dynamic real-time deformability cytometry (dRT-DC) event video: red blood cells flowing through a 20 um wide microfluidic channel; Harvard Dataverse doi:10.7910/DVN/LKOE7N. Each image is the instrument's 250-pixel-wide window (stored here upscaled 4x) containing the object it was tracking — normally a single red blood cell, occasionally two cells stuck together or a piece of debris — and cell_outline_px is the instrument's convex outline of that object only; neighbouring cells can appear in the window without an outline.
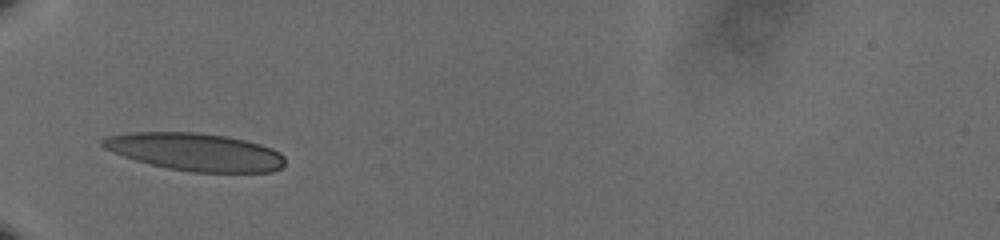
{"species": "human", "species_latin": "Homo sapiens", "temperature_condition": "cold", "stored_images_in_passage": 31, "camera_frame_rate_fps": 3000, "um_per_image_px": 0.085, "donor": {"sex": "male"}, "frame": {"image": 1, "passage_image": 1, "time_ms": 0.0, "image_size_px": [1000, 240], "cell_outline_px": [[284, 164], [280, 168], [272, 172], [192, 172], [168, 168], [136, 160], [112, 152], [104, 148], [100, 144], [100, 140], [108, 136], [128, 132], [200, 132], [228, 136], [260, 144], [272, 148], [280, 152], [284, 156]], "centroid_in_image_um": [16.6, 12.9], "position_along_channel_um": 68.4, "area_um2": 40.11}}
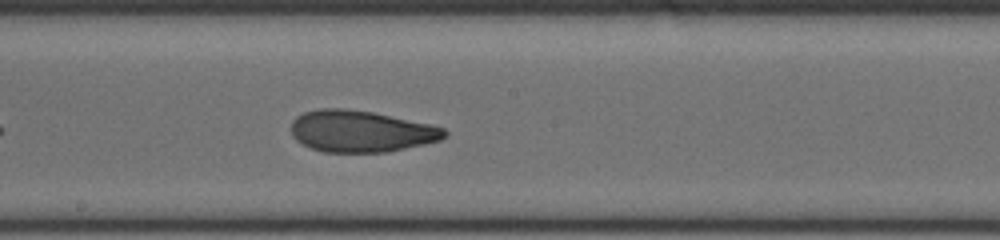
{"frame": {"image": 2, "passage_image": 14, "time_ms": 4.333, "image_size_px": [1000, 240], "cell_outline_px": [[448, 136], [440, 140], [424, 144], [388, 152], [324, 152], [312, 148], [296, 140], [292, 136], [292, 120], [296, 116], [304, 112], [320, 108], [344, 108], [372, 112], [428, 124], [444, 128], [448, 132]], "centroid_in_image_um": [30.67, 11.16], "position_along_channel_um": 217.5, "area_um2": 37.05}}
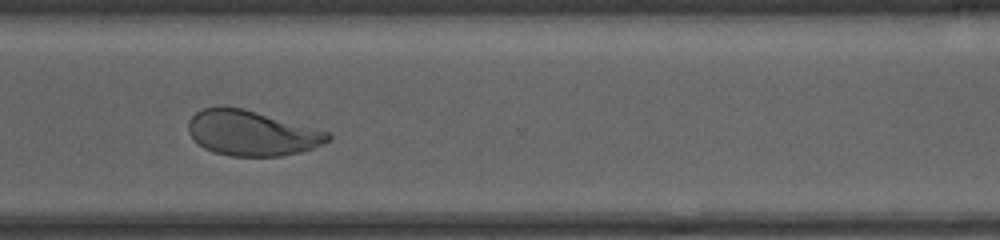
{"frame": {"image": 3, "passage_image": 25, "time_ms": 8.0, "image_size_px": [1000, 240], "cell_outline_px": [[332, 140], [312, 148], [300, 152], [280, 156], [228, 156], [204, 148], [188, 132], [188, 120], [196, 112], [204, 108], [244, 108], [328, 132], [332, 136]], "centroid_in_image_um": [21.41, 11.33], "position_along_channel_um": 349.2, "area_um2": 36.24}, "authors_computed_cell_mechanics": {"area_um2": 37.0498, "velocity_mm_per_s": 3.6062, "shape_relaxation_time_tau1_ms": 6.0336, "shape_relaxation_time_tau2_ms": 1.4302, "deformation_change_tau1": 0.1897, "deformation_change_tau2": 0.0725}}